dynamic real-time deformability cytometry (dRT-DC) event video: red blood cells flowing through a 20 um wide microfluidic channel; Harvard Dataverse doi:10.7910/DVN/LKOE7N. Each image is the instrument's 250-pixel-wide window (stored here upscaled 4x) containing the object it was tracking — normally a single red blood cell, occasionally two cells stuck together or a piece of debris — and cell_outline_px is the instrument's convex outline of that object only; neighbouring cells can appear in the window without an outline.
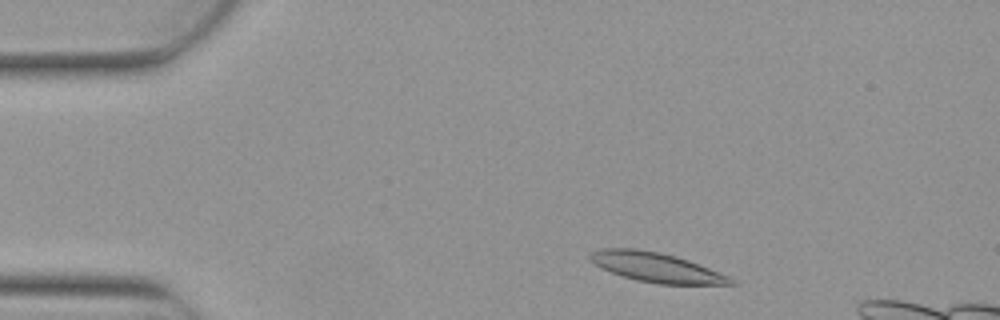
{"species": "Egyptian fruit bat (a non-hibernating species)", "species_latin": "Rousettus aegyptiacus", "temperature_condition": "warm", "stored_images_in_passage": 4, "camera_frame_rate_fps": 3000, "um_per_image_px": 0.085, "animal": {"sex": "female"}, "frame": {"image": 1, "passage_image": 1, "time_ms": 0.0, "image_size_px": [1000, 320], "cell_outline_px": [[740, 284], [656, 284], [636, 280], [600, 268], [588, 260], [588, 252], [600, 248], [636, 248], [660, 252], [676, 256], [688, 260], [728, 276], [736, 280]], "centroid_in_image_um": [55.72, 22.71], "position_along_channel_um": 29.3, "area_um2": 24.33}}
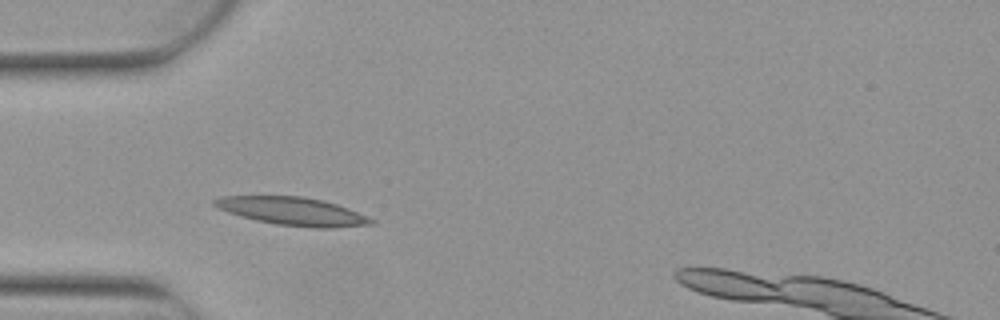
{"frame": {"image": 2, "passage_image": 3, "time_ms": 0.667, "image_size_px": [1000, 320], "cell_outline_px": [[376, 224], [332, 228], [312, 228], [276, 224], [256, 220], [240, 216], [228, 212], [212, 204], [212, 200], [220, 196], [300, 196], [324, 200], [348, 208], [368, 216], [376, 220]], "centroid_in_image_um": [24.91, 17.96], "position_along_channel_um": 60.1, "area_um2": 25.78}}
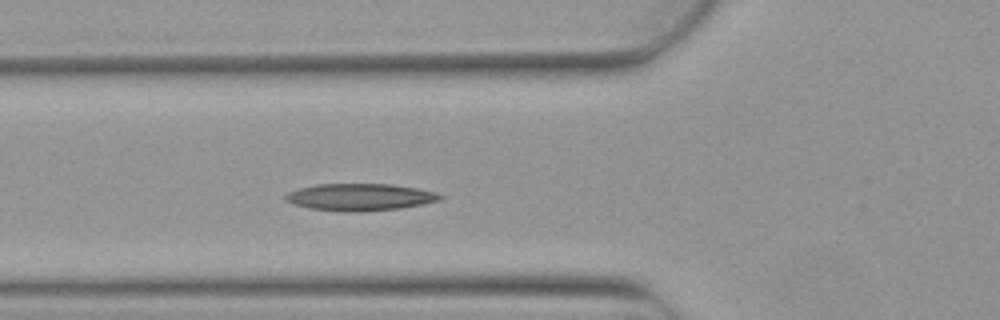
{"frame": {"image": 3, "passage_image": 4, "time_ms": 1.0, "image_size_px": [1000, 320], "cell_outline_px": [[444, 196], [440, 200], [424, 204], [400, 208], [364, 212], [340, 212], [312, 208], [292, 204], [284, 200], [284, 196], [288, 192], [300, 188], [316, 184], [392, 184], [416, 188], [436, 192]], "centroid_in_image_um": [30.59, 16.76], "position_along_channel_um": 95.2, "area_um2": 24.57}}